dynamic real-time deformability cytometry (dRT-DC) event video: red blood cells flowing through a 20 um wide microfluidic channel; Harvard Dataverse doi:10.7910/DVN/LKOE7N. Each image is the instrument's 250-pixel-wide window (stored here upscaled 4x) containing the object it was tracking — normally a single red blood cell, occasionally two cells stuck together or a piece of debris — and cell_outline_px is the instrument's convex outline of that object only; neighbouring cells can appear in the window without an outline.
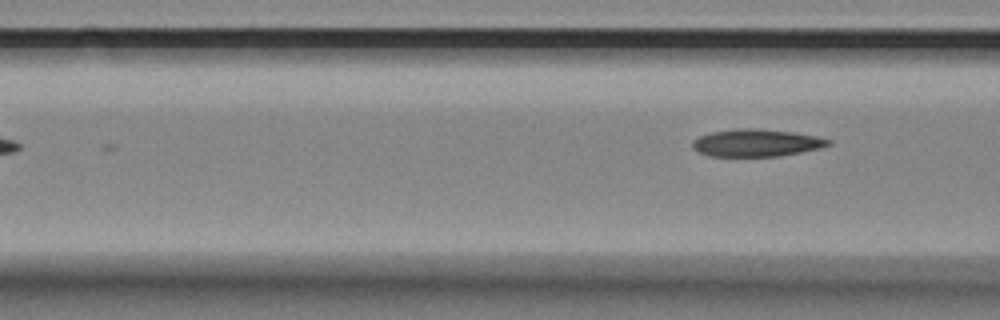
{"species": "Egyptian fruit bat (a non-hibernating species)", "species_latin": "Rousettus aegyptiacus", "temperature_condition": "room temperature", "stored_images_in_passage": 7, "camera_frame_rate_fps": 3000, "um_per_image_px": 0.085, "animal": {"sex": "female"}, "frame": {"image": 1, "passage_image": 7, "time_ms": 2.0, "image_size_px": [1000, 320], "cell_outline_px": [[832, 144], [820, 148], [780, 156], [708, 156], [692, 148], [692, 140], [700, 136], [712, 132], [736, 128], [760, 128], [792, 132], [816, 136], [832, 140]], "centroid_in_image_um": [64.29, 12.14], "position_along_channel_um": 102.3, "area_um2": 21.73}}